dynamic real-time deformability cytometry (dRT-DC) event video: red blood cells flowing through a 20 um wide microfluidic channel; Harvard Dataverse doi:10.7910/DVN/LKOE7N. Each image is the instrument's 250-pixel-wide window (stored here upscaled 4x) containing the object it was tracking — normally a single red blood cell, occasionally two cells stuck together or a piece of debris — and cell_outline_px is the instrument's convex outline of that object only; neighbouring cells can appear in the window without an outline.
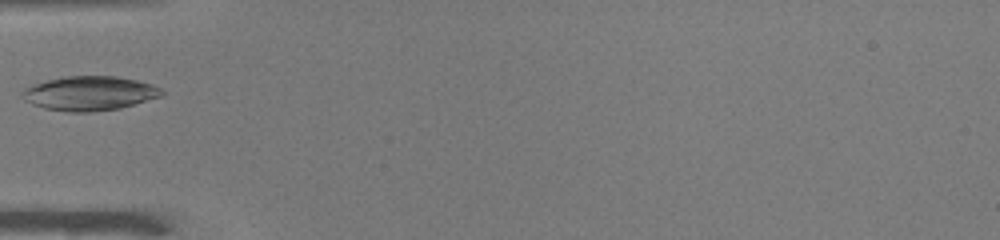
{"species": "common noctule bat (a hibernating species)", "species_latin": "Nyctalus noctula", "temperature_condition": "warm", "stored_images_in_passage": 22, "camera_frame_rate_fps": 3000, "um_per_image_px": 0.085, "animal": {"sex": "male", "body_mass_g": 19.0, "forearm_length_mm": 50.8}, "frame": {"image": 1, "passage_image": 1, "time_ms": 0.0, "image_size_px": [1000, 240], "cell_outline_px": [[164, 92], [160, 96], [120, 108], [92, 112], [68, 112], [44, 108], [32, 104], [24, 100], [20, 96], [20, 92], [24, 88], [32, 84], [64, 76], [116, 76], [136, 80], [152, 84], [160, 88]], "centroid_in_image_um": [7.55, 7.93], "position_along_channel_um": 77.4, "area_um2": 27.92}}